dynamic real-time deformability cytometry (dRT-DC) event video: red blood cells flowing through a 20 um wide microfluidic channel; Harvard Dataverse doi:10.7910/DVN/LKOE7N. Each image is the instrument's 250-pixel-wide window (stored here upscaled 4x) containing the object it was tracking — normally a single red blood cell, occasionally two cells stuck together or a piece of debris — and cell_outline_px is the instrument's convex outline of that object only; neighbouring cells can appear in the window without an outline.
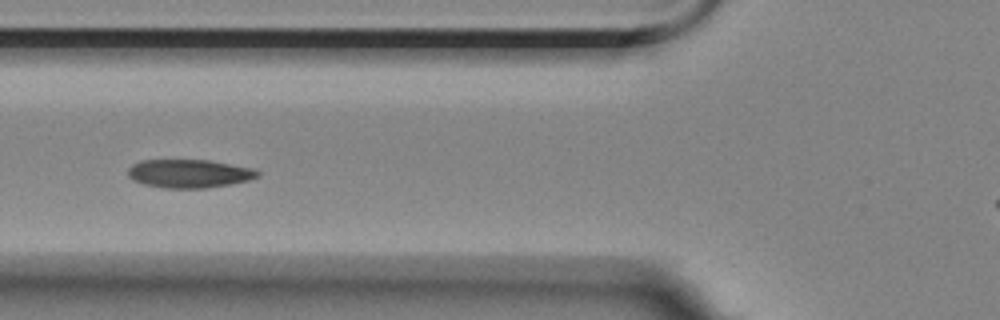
{"species": "Egyptian fruit bat (a non-hibernating species)", "species_latin": "Rousettus aegyptiacus", "temperature_condition": "room temperature", "stored_images_in_passage": 6, "camera_frame_rate_fps": 3000, "um_per_image_px": 0.085, "animal": {"sex": "female"}, "frame": {"image": 1, "passage_image": 2, "time_ms": 1.0, "image_size_px": [1000, 320], "cell_outline_px": [[260, 176], [248, 180], [232, 184], [204, 188], [164, 188], [144, 184], [132, 180], [128, 176], [128, 168], [132, 164], [140, 160], [208, 160], [256, 168], [260, 172]], "centroid_in_image_um": [16.1, 14.75], "position_along_channel_um": 109.7, "area_um2": 21.68}}
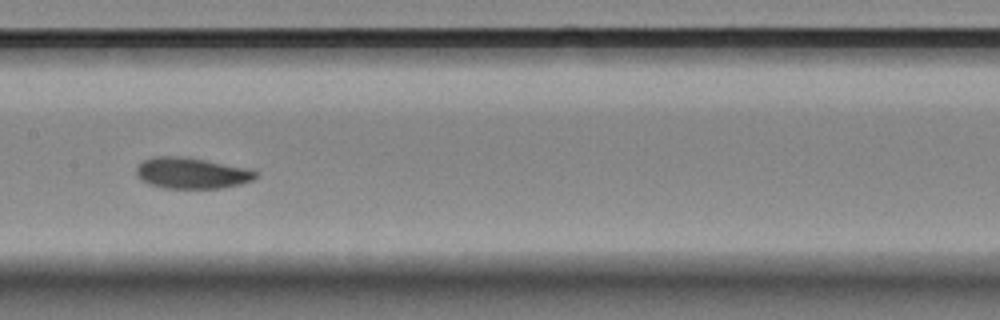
{"frame": {"image": 2, "passage_image": 4, "time_ms": 3.333, "image_size_px": [1000, 320], "cell_outline_px": [[260, 176], [252, 180], [240, 184], [220, 188], [164, 188], [148, 184], [140, 180], [136, 172], [136, 168], [144, 160], [152, 156], [180, 156], [204, 160], [248, 168], [256, 172]], "centroid_in_image_um": [16.27, 14.72], "position_along_channel_um": 191.1, "area_um2": 21.56}}
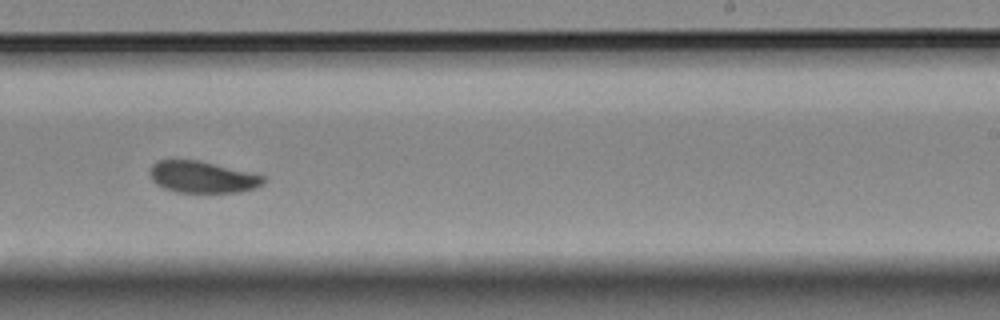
{"frame": {"image": 3, "passage_image": 6, "time_ms": 5.667, "image_size_px": [1000, 320], "cell_outline_px": [[264, 184], [256, 188], [240, 192], [176, 192], [164, 188], [156, 184], [152, 180], [148, 172], [152, 164], [156, 160], [200, 160], [264, 176]], "centroid_in_image_um": [17.17, 15.05], "position_along_channel_um": 271.8, "area_um2": 20.98}}